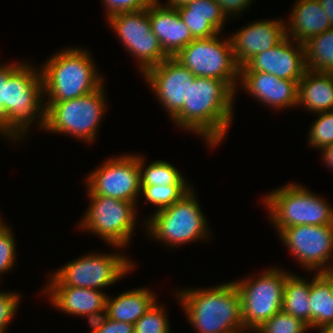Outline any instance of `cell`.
I'll return each mask as SVG.
<instances>
[{
  "label": "cell",
  "instance_id": "cell-44",
  "mask_svg": "<svg viewBox=\"0 0 333 333\" xmlns=\"http://www.w3.org/2000/svg\"><path fill=\"white\" fill-rule=\"evenodd\" d=\"M331 264V267L324 271L322 274L330 281L333 286V263Z\"/></svg>",
  "mask_w": 333,
  "mask_h": 333
},
{
  "label": "cell",
  "instance_id": "cell-29",
  "mask_svg": "<svg viewBox=\"0 0 333 333\" xmlns=\"http://www.w3.org/2000/svg\"><path fill=\"white\" fill-rule=\"evenodd\" d=\"M192 188L190 185L141 186L140 194L145 197L144 202L155 205L159 211L180 200Z\"/></svg>",
  "mask_w": 333,
  "mask_h": 333
},
{
  "label": "cell",
  "instance_id": "cell-17",
  "mask_svg": "<svg viewBox=\"0 0 333 333\" xmlns=\"http://www.w3.org/2000/svg\"><path fill=\"white\" fill-rule=\"evenodd\" d=\"M283 20H261L250 23L232 34L233 56L239 68L253 57L280 43L286 37Z\"/></svg>",
  "mask_w": 333,
  "mask_h": 333
},
{
  "label": "cell",
  "instance_id": "cell-35",
  "mask_svg": "<svg viewBox=\"0 0 333 333\" xmlns=\"http://www.w3.org/2000/svg\"><path fill=\"white\" fill-rule=\"evenodd\" d=\"M106 9L107 19L115 14L133 12L148 8V0H102Z\"/></svg>",
  "mask_w": 333,
  "mask_h": 333
},
{
  "label": "cell",
  "instance_id": "cell-41",
  "mask_svg": "<svg viewBox=\"0 0 333 333\" xmlns=\"http://www.w3.org/2000/svg\"><path fill=\"white\" fill-rule=\"evenodd\" d=\"M320 151H322V160L327 164V167L333 169V144L322 148Z\"/></svg>",
  "mask_w": 333,
  "mask_h": 333
},
{
  "label": "cell",
  "instance_id": "cell-42",
  "mask_svg": "<svg viewBox=\"0 0 333 333\" xmlns=\"http://www.w3.org/2000/svg\"><path fill=\"white\" fill-rule=\"evenodd\" d=\"M322 8L329 17L331 26L333 28V0H319Z\"/></svg>",
  "mask_w": 333,
  "mask_h": 333
},
{
  "label": "cell",
  "instance_id": "cell-15",
  "mask_svg": "<svg viewBox=\"0 0 333 333\" xmlns=\"http://www.w3.org/2000/svg\"><path fill=\"white\" fill-rule=\"evenodd\" d=\"M142 76L172 121L188 99L190 85L196 76L174 57L149 68Z\"/></svg>",
  "mask_w": 333,
  "mask_h": 333
},
{
  "label": "cell",
  "instance_id": "cell-38",
  "mask_svg": "<svg viewBox=\"0 0 333 333\" xmlns=\"http://www.w3.org/2000/svg\"><path fill=\"white\" fill-rule=\"evenodd\" d=\"M97 333H134V324L108 319Z\"/></svg>",
  "mask_w": 333,
  "mask_h": 333
},
{
  "label": "cell",
  "instance_id": "cell-33",
  "mask_svg": "<svg viewBox=\"0 0 333 333\" xmlns=\"http://www.w3.org/2000/svg\"><path fill=\"white\" fill-rule=\"evenodd\" d=\"M12 231L7 224L0 229V276L12 269L16 262V241Z\"/></svg>",
  "mask_w": 333,
  "mask_h": 333
},
{
  "label": "cell",
  "instance_id": "cell-34",
  "mask_svg": "<svg viewBox=\"0 0 333 333\" xmlns=\"http://www.w3.org/2000/svg\"><path fill=\"white\" fill-rule=\"evenodd\" d=\"M20 295L17 292H0V333H6V329L12 322L18 309Z\"/></svg>",
  "mask_w": 333,
  "mask_h": 333
},
{
  "label": "cell",
  "instance_id": "cell-14",
  "mask_svg": "<svg viewBox=\"0 0 333 333\" xmlns=\"http://www.w3.org/2000/svg\"><path fill=\"white\" fill-rule=\"evenodd\" d=\"M278 235L305 270L323 273L331 267L333 225L291 226Z\"/></svg>",
  "mask_w": 333,
  "mask_h": 333
},
{
  "label": "cell",
  "instance_id": "cell-45",
  "mask_svg": "<svg viewBox=\"0 0 333 333\" xmlns=\"http://www.w3.org/2000/svg\"><path fill=\"white\" fill-rule=\"evenodd\" d=\"M319 333H333V324L323 326L319 329Z\"/></svg>",
  "mask_w": 333,
  "mask_h": 333
},
{
  "label": "cell",
  "instance_id": "cell-32",
  "mask_svg": "<svg viewBox=\"0 0 333 333\" xmlns=\"http://www.w3.org/2000/svg\"><path fill=\"white\" fill-rule=\"evenodd\" d=\"M318 118L308 131V143L321 150L333 144V111L317 113Z\"/></svg>",
  "mask_w": 333,
  "mask_h": 333
},
{
  "label": "cell",
  "instance_id": "cell-28",
  "mask_svg": "<svg viewBox=\"0 0 333 333\" xmlns=\"http://www.w3.org/2000/svg\"><path fill=\"white\" fill-rule=\"evenodd\" d=\"M145 158L139 156L141 186L190 185L172 164L157 160L145 166Z\"/></svg>",
  "mask_w": 333,
  "mask_h": 333
},
{
  "label": "cell",
  "instance_id": "cell-21",
  "mask_svg": "<svg viewBox=\"0 0 333 333\" xmlns=\"http://www.w3.org/2000/svg\"><path fill=\"white\" fill-rule=\"evenodd\" d=\"M293 7L288 26L285 27L288 38L303 44L332 28L319 0H296Z\"/></svg>",
  "mask_w": 333,
  "mask_h": 333
},
{
  "label": "cell",
  "instance_id": "cell-5",
  "mask_svg": "<svg viewBox=\"0 0 333 333\" xmlns=\"http://www.w3.org/2000/svg\"><path fill=\"white\" fill-rule=\"evenodd\" d=\"M104 84L97 90L62 102H44L45 122L42 130L63 133L91 144L106 111Z\"/></svg>",
  "mask_w": 333,
  "mask_h": 333
},
{
  "label": "cell",
  "instance_id": "cell-27",
  "mask_svg": "<svg viewBox=\"0 0 333 333\" xmlns=\"http://www.w3.org/2000/svg\"><path fill=\"white\" fill-rule=\"evenodd\" d=\"M303 45L307 69L333 73V28L309 38Z\"/></svg>",
  "mask_w": 333,
  "mask_h": 333
},
{
  "label": "cell",
  "instance_id": "cell-40",
  "mask_svg": "<svg viewBox=\"0 0 333 333\" xmlns=\"http://www.w3.org/2000/svg\"><path fill=\"white\" fill-rule=\"evenodd\" d=\"M21 63H7L0 64V103L4 105L5 102V85L8 82V76L20 65Z\"/></svg>",
  "mask_w": 333,
  "mask_h": 333
},
{
  "label": "cell",
  "instance_id": "cell-25",
  "mask_svg": "<svg viewBox=\"0 0 333 333\" xmlns=\"http://www.w3.org/2000/svg\"><path fill=\"white\" fill-rule=\"evenodd\" d=\"M311 328L333 324V286L322 274L315 273L310 281Z\"/></svg>",
  "mask_w": 333,
  "mask_h": 333
},
{
  "label": "cell",
  "instance_id": "cell-43",
  "mask_svg": "<svg viewBox=\"0 0 333 333\" xmlns=\"http://www.w3.org/2000/svg\"><path fill=\"white\" fill-rule=\"evenodd\" d=\"M191 1L193 0H167V4L165 3L164 5L172 8H178L190 3Z\"/></svg>",
  "mask_w": 333,
  "mask_h": 333
},
{
  "label": "cell",
  "instance_id": "cell-19",
  "mask_svg": "<svg viewBox=\"0 0 333 333\" xmlns=\"http://www.w3.org/2000/svg\"><path fill=\"white\" fill-rule=\"evenodd\" d=\"M161 4L160 2L149 4L151 30L158 38L165 54L174 57L195 38L180 19L176 8Z\"/></svg>",
  "mask_w": 333,
  "mask_h": 333
},
{
  "label": "cell",
  "instance_id": "cell-3",
  "mask_svg": "<svg viewBox=\"0 0 333 333\" xmlns=\"http://www.w3.org/2000/svg\"><path fill=\"white\" fill-rule=\"evenodd\" d=\"M89 51L68 48L53 54L40 69L45 102H62L89 94L103 85Z\"/></svg>",
  "mask_w": 333,
  "mask_h": 333
},
{
  "label": "cell",
  "instance_id": "cell-30",
  "mask_svg": "<svg viewBox=\"0 0 333 333\" xmlns=\"http://www.w3.org/2000/svg\"><path fill=\"white\" fill-rule=\"evenodd\" d=\"M155 302L149 310L134 323V333H170L167 312Z\"/></svg>",
  "mask_w": 333,
  "mask_h": 333
},
{
  "label": "cell",
  "instance_id": "cell-24",
  "mask_svg": "<svg viewBox=\"0 0 333 333\" xmlns=\"http://www.w3.org/2000/svg\"><path fill=\"white\" fill-rule=\"evenodd\" d=\"M155 302L157 301L152 290L142 287L113 298L107 296L106 308L110 319L134 324Z\"/></svg>",
  "mask_w": 333,
  "mask_h": 333
},
{
  "label": "cell",
  "instance_id": "cell-20",
  "mask_svg": "<svg viewBox=\"0 0 333 333\" xmlns=\"http://www.w3.org/2000/svg\"><path fill=\"white\" fill-rule=\"evenodd\" d=\"M43 292L48 293L52 306L69 315L84 316L106 308L103 290L62 286L52 275Z\"/></svg>",
  "mask_w": 333,
  "mask_h": 333
},
{
  "label": "cell",
  "instance_id": "cell-13",
  "mask_svg": "<svg viewBox=\"0 0 333 333\" xmlns=\"http://www.w3.org/2000/svg\"><path fill=\"white\" fill-rule=\"evenodd\" d=\"M87 195H103L122 201L138 202L141 193L139 155L111 157L86 178Z\"/></svg>",
  "mask_w": 333,
  "mask_h": 333
},
{
  "label": "cell",
  "instance_id": "cell-11",
  "mask_svg": "<svg viewBox=\"0 0 333 333\" xmlns=\"http://www.w3.org/2000/svg\"><path fill=\"white\" fill-rule=\"evenodd\" d=\"M134 267L135 264L124 254L94 252L68 262L52 276L62 286L101 290L114 285Z\"/></svg>",
  "mask_w": 333,
  "mask_h": 333
},
{
  "label": "cell",
  "instance_id": "cell-9",
  "mask_svg": "<svg viewBox=\"0 0 333 333\" xmlns=\"http://www.w3.org/2000/svg\"><path fill=\"white\" fill-rule=\"evenodd\" d=\"M40 69L21 63L5 85L4 107L10 120L25 134L36 119L40 129L45 122L43 82Z\"/></svg>",
  "mask_w": 333,
  "mask_h": 333
},
{
  "label": "cell",
  "instance_id": "cell-39",
  "mask_svg": "<svg viewBox=\"0 0 333 333\" xmlns=\"http://www.w3.org/2000/svg\"><path fill=\"white\" fill-rule=\"evenodd\" d=\"M83 317H88V322L91 327L90 333H97L98 330L107 322L109 319L108 310L104 308L100 311L89 313Z\"/></svg>",
  "mask_w": 333,
  "mask_h": 333
},
{
  "label": "cell",
  "instance_id": "cell-16",
  "mask_svg": "<svg viewBox=\"0 0 333 333\" xmlns=\"http://www.w3.org/2000/svg\"><path fill=\"white\" fill-rule=\"evenodd\" d=\"M306 70L304 45L287 36L240 68V72H264L292 81H300Z\"/></svg>",
  "mask_w": 333,
  "mask_h": 333
},
{
  "label": "cell",
  "instance_id": "cell-46",
  "mask_svg": "<svg viewBox=\"0 0 333 333\" xmlns=\"http://www.w3.org/2000/svg\"><path fill=\"white\" fill-rule=\"evenodd\" d=\"M150 3L160 2L159 0H148Z\"/></svg>",
  "mask_w": 333,
  "mask_h": 333
},
{
  "label": "cell",
  "instance_id": "cell-10",
  "mask_svg": "<svg viewBox=\"0 0 333 333\" xmlns=\"http://www.w3.org/2000/svg\"><path fill=\"white\" fill-rule=\"evenodd\" d=\"M219 35L192 40L174 58L195 76L223 80L237 91L240 68L233 56L232 41L230 37L222 40Z\"/></svg>",
  "mask_w": 333,
  "mask_h": 333
},
{
  "label": "cell",
  "instance_id": "cell-2",
  "mask_svg": "<svg viewBox=\"0 0 333 333\" xmlns=\"http://www.w3.org/2000/svg\"><path fill=\"white\" fill-rule=\"evenodd\" d=\"M197 333H245L241 296L234 282L176 293Z\"/></svg>",
  "mask_w": 333,
  "mask_h": 333
},
{
  "label": "cell",
  "instance_id": "cell-31",
  "mask_svg": "<svg viewBox=\"0 0 333 333\" xmlns=\"http://www.w3.org/2000/svg\"><path fill=\"white\" fill-rule=\"evenodd\" d=\"M309 326L283 310L274 314L254 332L256 333H305Z\"/></svg>",
  "mask_w": 333,
  "mask_h": 333
},
{
  "label": "cell",
  "instance_id": "cell-47",
  "mask_svg": "<svg viewBox=\"0 0 333 333\" xmlns=\"http://www.w3.org/2000/svg\"><path fill=\"white\" fill-rule=\"evenodd\" d=\"M5 223L3 221H1V217H0V229L1 227L4 225Z\"/></svg>",
  "mask_w": 333,
  "mask_h": 333
},
{
  "label": "cell",
  "instance_id": "cell-6",
  "mask_svg": "<svg viewBox=\"0 0 333 333\" xmlns=\"http://www.w3.org/2000/svg\"><path fill=\"white\" fill-rule=\"evenodd\" d=\"M205 218L191 189L171 206L155 211L145 224L150 237L169 247H176L200 239L207 240L210 234Z\"/></svg>",
  "mask_w": 333,
  "mask_h": 333
},
{
  "label": "cell",
  "instance_id": "cell-37",
  "mask_svg": "<svg viewBox=\"0 0 333 333\" xmlns=\"http://www.w3.org/2000/svg\"><path fill=\"white\" fill-rule=\"evenodd\" d=\"M222 8L223 13L229 19L232 15L239 16L238 14L248 9L253 0H215ZM230 16V17H229Z\"/></svg>",
  "mask_w": 333,
  "mask_h": 333
},
{
  "label": "cell",
  "instance_id": "cell-26",
  "mask_svg": "<svg viewBox=\"0 0 333 333\" xmlns=\"http://www.w3.org/2000/svg\"><path fill=\"white\" fill-rule=\"evenodd\" d=\"M310 281H307L293 273L287 276L282 310L289 315L302 320L311 328V301L309 300Z\"/></svg>",
  "mask_w": 333,
  "mask_h": 333
},
{
  "label": "cell",
  "instance_id": "cell-4",
  "mask_svg": "<svg viewBox=\"0 0 333 333\" xmlns=\"http://www.w3.org/2000/svg\"><path fill=\"white\" fill-rule=\"evenodd\" d=\"M262 202L278 234L297 225H333L332 206L296 182L269 192Z\"/></svg>",
  "mask_w": 333,
  "mask_h": 333
},
{
  "label": "cell",
  "instance_id": "cell-22",
  "mask_svg": "<svg viewBox=\"0 0 333 333\" xmlns=\"http://www.w3.org/2000/svg\"><path fill=\"white\" fill-rule=\"evenodd\" d=\"M176 10L195 39L209 38L222 33L225 21L228 20L215 0H193Z\"/></svg>",
  "mask_w": 333,
  "mask_h": 333
},
{
  "label": "cell",
  "instance_id": "cell-36",
  "mask_svg": "<svg viewBox=\"0 0 333 333\" xmlns=\"http://www.w3.org/2000/svg\"><path fill=\"white\" fill-rule=\"evenodd\" d=\"M0 133L4 138L18 141L26 136L11 120L3 104L0 103Z\"/></svg>",
  "mask_w": 333,
  "mask_h": 333
},
{
  "label": "cell",
  "instance_id": "cell-12",
  "mask_svg": "<svg viewBox=\"0 0 333 333\" xmlns=\"http://www.w3.org/2000/svg\"><path fill=\"white\" fill-rule=\"evenodd\" d=\"M107 20L124 48L139 59L138 68L142 74L168 58L151 30L149 6L144 10L118 13Z\"/></svg>",
  "mask_w": 333,
  "mask_h": 333
},
{
  "label": "cell",
  "instance_id": "cell-23",
  "mask_svg": "<svg viewBox=\"0 0 333 333\" xmlns=\"http://www.w3.org/2000/svg\"><path fill=\"white\" fill-rule=\"evenodd\" d=\"M298 105L314 114L333 111V73L307 69L298 82Z\"/></svg>",
  "mask_w": 333,
  "mask_h": 333
},
{
  "label": "cell",
  "instance_id": "cell-8",
  "mask_svg": "<svg viewBox=\"0 0 333 333\" xmlns=\"http://www.w3.org/2000/svg\"><path fill=\"white\" fill-rule=\"evenodd\" d=\"M88 197L90 204L79 228L95 233L116 249L128 246L137 222V205L103 195Z\"/></svg>",
  "mask_w": 333,
  "mask_h": 333
},
{
  "label": "cell",
  "instance_id": "cell-7",
  "mask_svg": "<svg viewBox=\"0 0 333 333\" xmlns=\"http://www.w3.org/2000/svg\"><path fill=\"white\" fill-rule=\"evenodd\" d=\"M290 272L267 269L257 278L233 281L241 296L242 320L247 331H255L282 310L284 286Z\"/></svg>",
  "mask_w": 333,
  "mask_h": 333
},
{
  "label": "cell",
  "instance_id": "cell-18",
  "mask_svg": "<svg viewBox=\"0 0 333 333\" xmlns=\"http://www.w3.org/2000/svg\"><path fill=\"white\" fill-rule=\"evenodd\" d=\"M238 86L260 103L272 109L294 108L297 106L298 82L278 78L264 72H240Z\"/></svg>",
  "mask_w": 333,
  "mask_h": 333
},
{
  "label": "cell",
  "instance_id": "cell-1",
  "mask_svg": "<svg viewBox=\"0 0 333 333\" xmlns=\"http://www.w3.org/2000/svg\"><path fill=\"white\" fill-rule=\"evenodd\" d=\"M235 93L223 80L196 76L188 99L172 120L176 127L194 132L204 138L207 146L215 147L224 139L233 120Z\"/></svg>",
  "mask_w": 333,
  "mask_h": 333
}]
</instances>
